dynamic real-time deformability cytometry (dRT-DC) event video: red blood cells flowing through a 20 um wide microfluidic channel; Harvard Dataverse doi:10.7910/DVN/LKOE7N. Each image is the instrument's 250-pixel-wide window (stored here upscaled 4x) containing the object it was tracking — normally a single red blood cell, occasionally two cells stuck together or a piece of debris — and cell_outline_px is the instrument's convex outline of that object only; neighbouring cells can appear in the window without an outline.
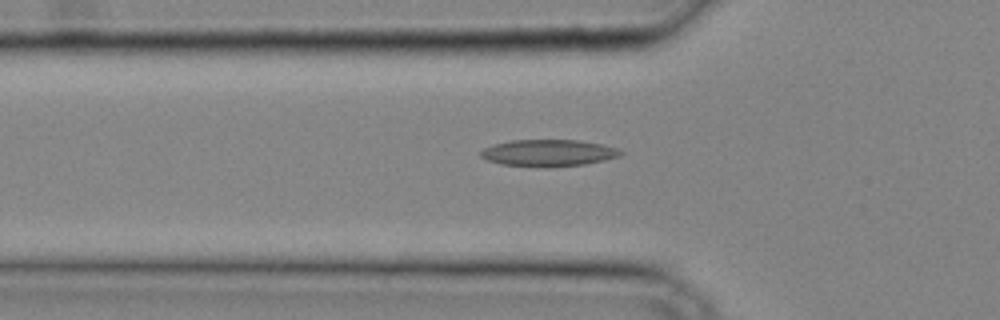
{"species": "common noctule bat (a hibernating species)", "species_latin": "Nyctalus noctula", "temperature_condition": "cold", "stored_images_in_passage": 27, "camera_frame_rate_fps": 3000, "um_per_image_px": 0.085, "animal": {"sex": "male", "body_mass_g": 20.4}, "frame": {"image": 1, "passage_image": 5, "time_ms": 1.333, "image_size_px": [1000, 320], "cell_outline_px": [[624, 152], [620, 156], [604, 160], [584, 164], [552, 168], [544, 168], [500, 164], [488, 160], [480, 156], [480, 152], [484, 148], [492, 144], [512, 140], [580, 140], [600, 144], [616, 148]], "centroid_in_image_um": [46.59, 13.01], "position_along_channel_um": 79.2, "area_um2": 22.02}}
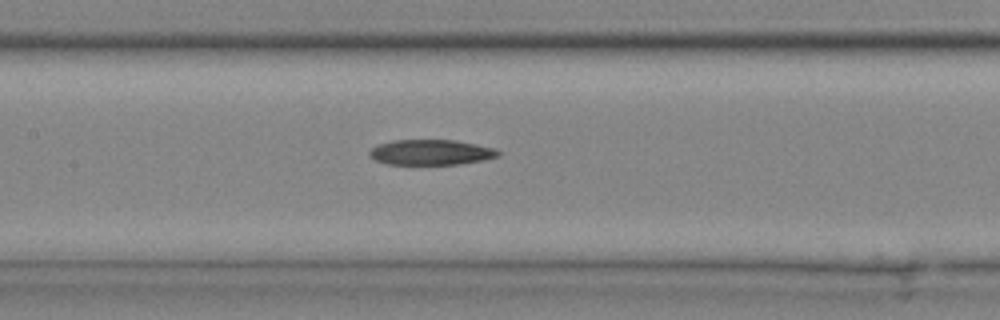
{"frame": {"image": 2, "passage_image": 10, "time_ms": 3.0, "image_size_px": [1000, 320], "cell_outline_px": [[500, 156], [484, 160], [456, 164], [388, 164], [376, 160], [368, 156], [368, 152], [376, 144], [392, 140], [452, 140], [476, 144], [496, 148], [500, 152]], "centroid_in_image_um": [36.62, 12.94], "position_along_channel_um": 170.8, "area_um2": 19.07}}
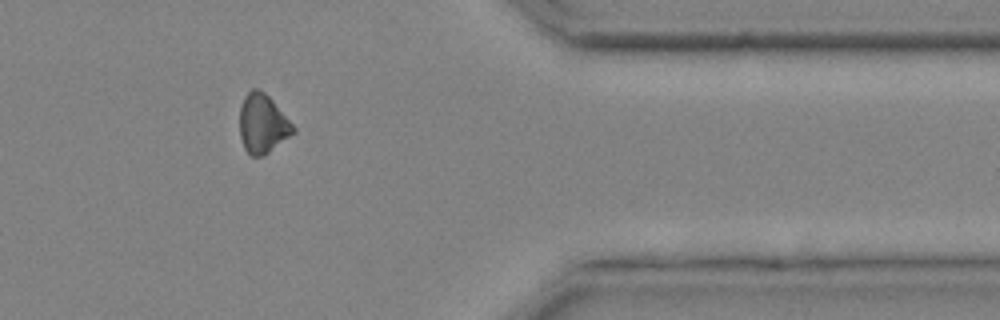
{"frame": {"image": 3, "passage_image": 23, "time_ms": 7.333, "image_size_px": [1000, 320], "cell_outline_px": [[296, 132], [264, 156], [252, 156], [244, 148], [240, 136], [240, 108], [244, 96], [252, 88], [256, 88], [264, 92], [272, 100], [296, 128]], "centroid_in_image_um": [22.33, 10.53], "position_along_channel_um": 389.1, "area_um2": 18.38}}